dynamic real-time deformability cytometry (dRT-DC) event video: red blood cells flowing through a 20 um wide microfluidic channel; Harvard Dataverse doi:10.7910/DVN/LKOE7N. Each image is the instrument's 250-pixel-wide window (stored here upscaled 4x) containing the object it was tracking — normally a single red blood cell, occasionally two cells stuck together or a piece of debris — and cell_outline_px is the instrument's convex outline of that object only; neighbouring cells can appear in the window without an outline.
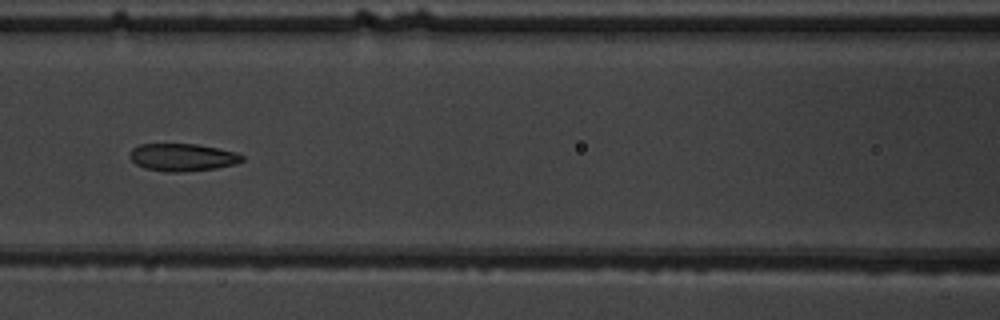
{"species": "common noctule bat (a hibernating species)", "species_latin": "Nyctalus noctula", "temperature_condition": "warm", "stored_images_in_passage": 7, "camera_frame_rate_fps": 3000, "um_per_image_px": 0.085, "animal": {"sex": "male", "body_mass_g": 19.5, "forearm_length_mm": 54.6}, "frame": {"image": 1, "passage_image": 7, "time_ms": 7.0, "image_size_px": [1000, 320], "cell_outline_px": [[244, 160], [236, 164], [216, 168], [180, 172], [164, 172], [144, 168], [136, 164], [128, 156], [128, 152], [132, 148], [140, 144], [196, 144], [236, 152], [244, 156]], "centroid_in_image_um": [15.48, 13.37], "position_along_channel_um": 151.1, "area_um2": 18.15}}